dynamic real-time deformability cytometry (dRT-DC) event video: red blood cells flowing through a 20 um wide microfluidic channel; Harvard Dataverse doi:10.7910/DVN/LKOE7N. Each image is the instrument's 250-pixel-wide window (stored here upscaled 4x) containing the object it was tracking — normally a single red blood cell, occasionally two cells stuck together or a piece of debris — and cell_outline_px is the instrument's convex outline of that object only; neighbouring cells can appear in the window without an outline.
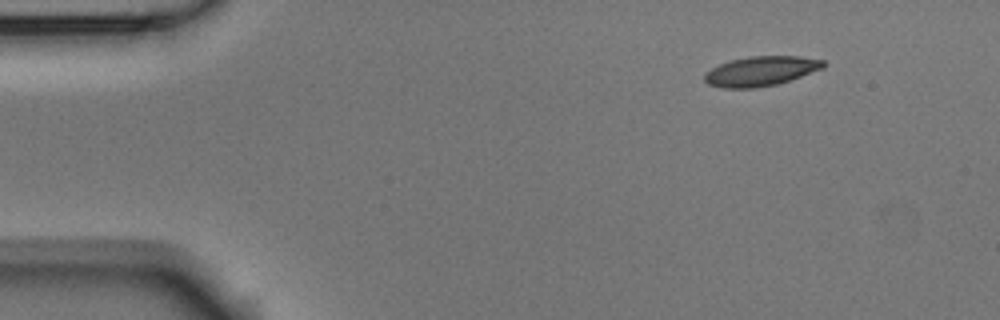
{"species": "Egyptian fruit bat (a non-hibernating species)", "species_latin": "Rousettus aegyptiacus", "temperature_condition": "room temperature", "stored_images_in_passage": 5, "camera_frame_rate_fps": 3000, "um_per_image_px": 0.085, "animal": {"sex": "male"}, "frame": {"image": 1, "passage_image": 1, "time_ms": 0.0, "image_size_px": [1000, 320], "cell_outline_px": [[828, 64], [824, 68], [776, 84], [756, 88], [724, 88], [708, 84], [704, 80], [704, 72], [720, 64], [732, 60], [748, 56], [800, 56], [824, 60]], "centroid_in_image_um": [64.68, 6.04], "position_along_channel_um": 20.3, "area_um2": 20.52}}
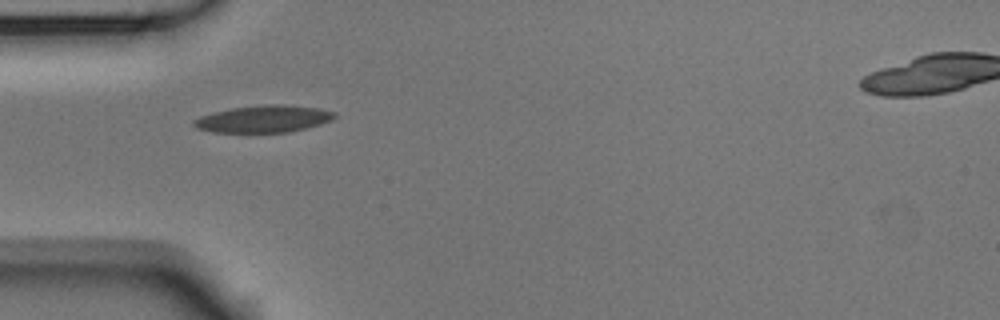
{"frame": {"image": 2, "passage_image": 4, "time_ms": 1.0, "image_size_px": [1000, 320], "cell_outline_px": [[336, 116], [332, 120], [320, 124], [288, 132], [212, 132], [196, 128], [192, 124], [192, 120], [200, 116], [212, 112], [232, 108], [268, 104], [284, 104], [320, 108], [336, 112]], "centroid_in_image_um": [22.39, 10.1], "position_along_channel_um": 62.6, "area_um2": 22.25}}
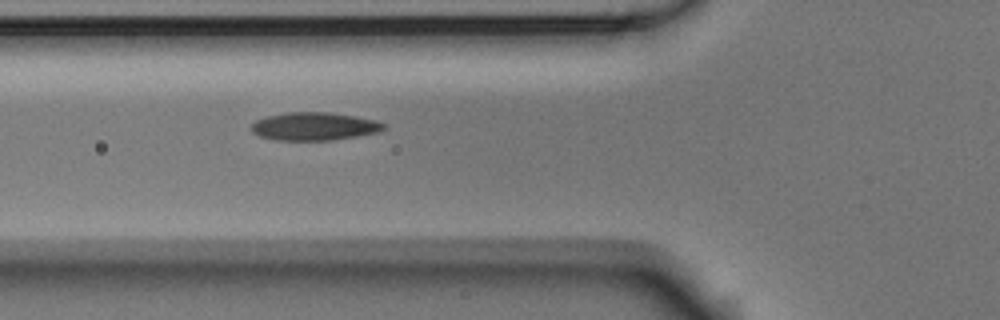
{"frame": {"image": 3, "passage_image": 5, "time_ms": 1.333, "image_size_px": [1000, 320], "cell_outline_px": [[384, 128], [380, 132], [332, 140], [276, 140], [260, 136], [252, 132], [248, 128], [256, 120], [268, 116], [288, 112], [328, 112], [376, 120], [384, 124]], "centroid_in_image_um": [26.67, 10.74], "position_along_channel_um": 99.1, "area_um2": 21.5}}